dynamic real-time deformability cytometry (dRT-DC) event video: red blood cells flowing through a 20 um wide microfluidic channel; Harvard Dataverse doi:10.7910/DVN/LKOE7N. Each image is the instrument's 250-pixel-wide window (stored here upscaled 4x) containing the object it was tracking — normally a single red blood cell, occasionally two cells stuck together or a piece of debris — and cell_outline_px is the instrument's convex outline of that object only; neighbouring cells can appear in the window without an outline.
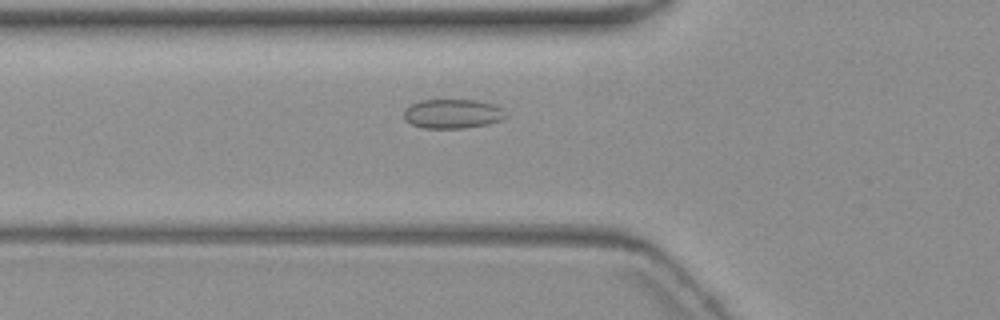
{"species": "common noctule bat (a hibernating species)", "species_latin": "Nyctalus noctula", "temperature_condition": "warm", "stored_images_in_passage": 6, "camera_frame_rate_fps": 3000, "um_per_image_px": 0.085, "animal": {"sex": "female", "body_mass_g": 19.3, "forearm_length_mm": 54.1}, "frame": {"image": 1, "passage_image": 6, "time_ms": 6.333, "image_size_px": [1000, 320], "cell_outline_px": [[508, 116], [500, 120], [488, 124], [464, 128], [424, 128], [412, 124], [404, 120], [404, 108], [420, 100], [476, 100], [496, 104]], "centroid_in_image_um": [38.46, 9.67], "position_along_channel_um": 87.3, "area_um2": 17.46}}